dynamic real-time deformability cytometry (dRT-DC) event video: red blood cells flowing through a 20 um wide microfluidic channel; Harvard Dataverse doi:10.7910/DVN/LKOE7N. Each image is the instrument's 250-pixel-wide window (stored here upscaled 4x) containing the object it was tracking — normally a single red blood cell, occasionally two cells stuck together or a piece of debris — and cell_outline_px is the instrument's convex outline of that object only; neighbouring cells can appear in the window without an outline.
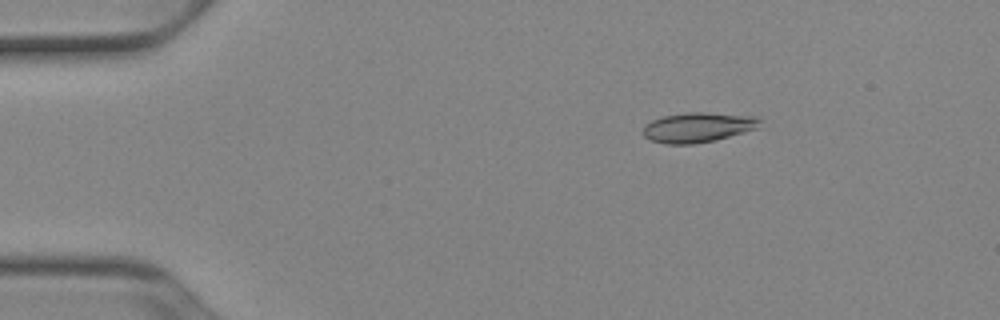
{"species": "Egyptian fruit bat (a non-hibernating species)", "species_latin": "Rousettus aegyptiacus", "temperature_condition": "cold", "stored_images_in_passage": 51, "camera_frame_rate_fps": 3000, "um_per_image_px": 0.085, "animal": {"sex": "female"}, "frame": {"image": 1, "passage_image": 8, "time_ms": 2.333, "image_size_px": [1000, 320], "cell_outline_px": [[764, 120], [760, 128], [716, 140], [692, 144], [664, 144], [652, 140], [644, 136], [640, 132], [652, 120], [664, 116], [688, 112], [704, 112], [756, 116]], "centroid_in_image_um": [59.4, 10.82], "position_along_channel_um": 25.6, "area_um2": 20.58}}
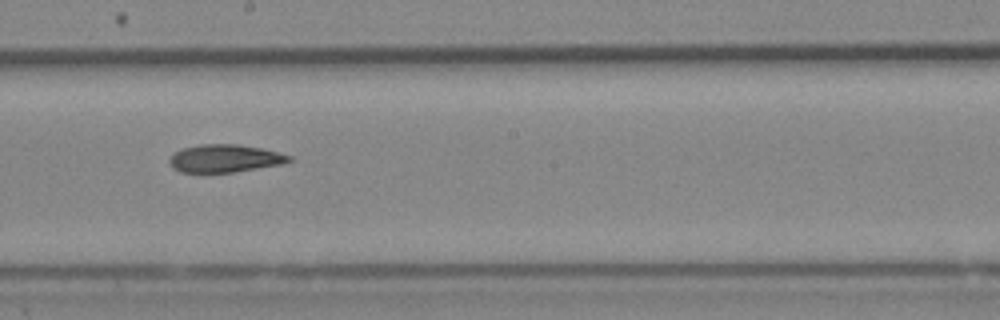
{"frame": {"image": 2, "passage_image": 29, "time_ms": 9.333, "image_size_px": [1000, 320], "cell_outline_px": [[292, 160], [284, 164], [232, 172], [180, 172], [172, 168], [168, 160], [176, 152], [184, 148], [200, 144], [236, 144], [260, 148], [292, 156]], "centroid_in_image_um": [19.11, 13.47], "position_along_channel_um": 229.1, "area_um2": 19.19}}
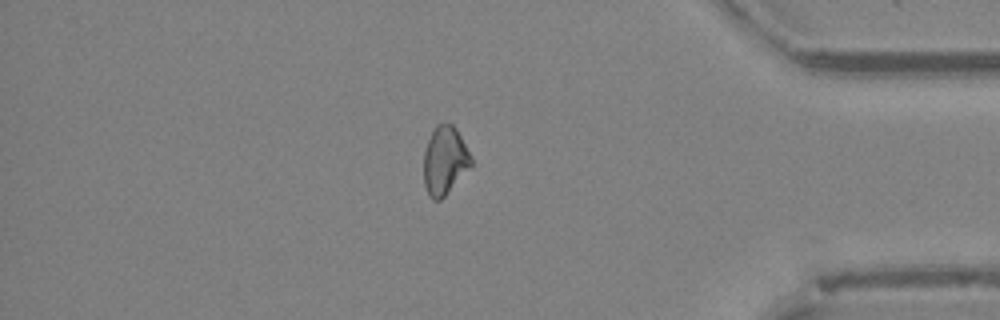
{"frame": {"image": 3, "passage_image": 44, "time_ms": 14.333, "image_size_px": [1000, 320], "cell_outline_px": [[472, 168], [440, 200], [432, 200], [428, 196], [424, 184], [424, 152], [428, 140], [436, 124], [448, 120], [456, 128], [472, 156]], "centroid_in_image_um": [37.82, 13.63], "position_along_channel_um": 397.4, "area_um2": 19.31}, "authors_computed_cell_mechanics": {"area_um2": 19.7098, "velocity_mm_per_s": 3.9348, "shape_relaxation_time_tau1_ms": 8.4153, "shape_relaxation_time_tau2_ms": 5.5652, "deformation_change_tau1": 0.1612, "deformation_change_tau2": 0.1267}}